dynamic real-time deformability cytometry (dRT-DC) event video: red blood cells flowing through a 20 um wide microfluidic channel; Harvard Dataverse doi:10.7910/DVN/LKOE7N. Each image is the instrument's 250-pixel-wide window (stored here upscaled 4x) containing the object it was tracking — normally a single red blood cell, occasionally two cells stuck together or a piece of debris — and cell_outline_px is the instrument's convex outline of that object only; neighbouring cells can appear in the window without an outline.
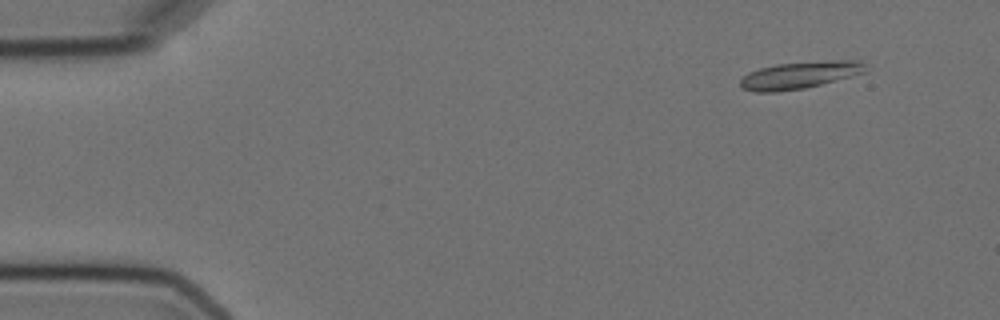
{"species": "Egyptian fruit bat (a non-hibernating species)", "species_latin": "Rousettus aegyptiacus", "temperature_condition": "cold", "stored_images_in_passage": 4, "camera_frame_rate_fps": 3000, "um_per_image_px": 0.085, "animal": {"sex": "female"}, "frame": {"image": 1, "passage_image": 1, "time_ms": 0.0, "image_size_px": [1000, 320], "cell_outline_px": [[872, 68], [864, 72], [820, 84], [804, 88], [776, 92], [756, 92], [744, 88], [740, 84], [740, 80], [748, 72], [760, 68], [776, 64], [832, 60], [860, 60]], "centroid_in_image_um": [68.02, 6.37], "position_along_channel_um": 17.0, "area_um2": 19.71}}
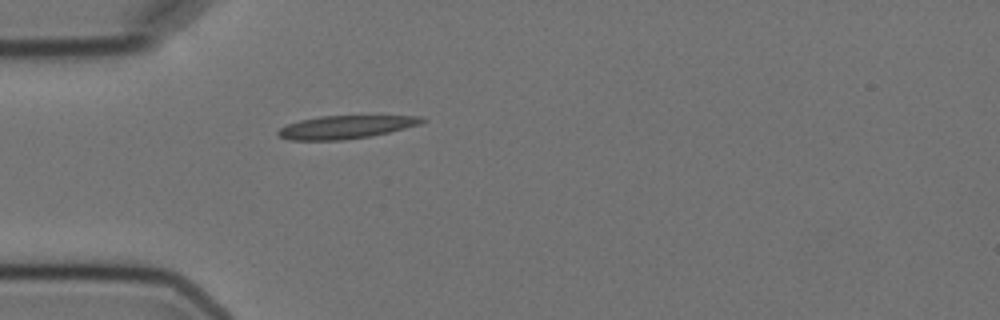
{"frame": {"image": 2, "passage_image": 4, "time_ms": 3.667, "image_size_px": [1000, 320], "cell_outline_px": [[428, 120], [420, 124], [388, 132], [368, 136], [340, 140], [288, 140], [280, 136], [276, 132], [280, 128], [288, 124], [300, 120], [320, 116], [424, 116]], "centroid_in_image_um": [29.38, 10.79], "position_along_channel_um": 55.6, "area_um2": 19.13}}